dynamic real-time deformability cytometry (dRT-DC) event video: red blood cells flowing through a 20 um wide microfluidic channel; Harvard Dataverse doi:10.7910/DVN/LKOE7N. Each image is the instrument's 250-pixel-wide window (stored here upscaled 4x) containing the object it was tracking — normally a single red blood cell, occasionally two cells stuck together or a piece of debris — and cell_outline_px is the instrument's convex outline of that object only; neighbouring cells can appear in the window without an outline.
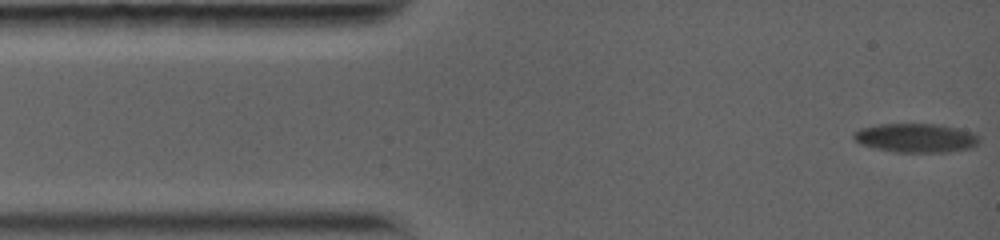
{"species": "common noctule bat (a hibernating species)", "species_latin": "Nyctalus noctula", "temperature_condition": "warm", "stored_images_in_passage": 6, "camera_frame_rate_fps": 5000, "um_per_image_px": 0.085, "animal": {"sex": "female", "body_mass_g": 19.0, "forearm_length_mm": 56.7}, "frame": {"image": 1, "passage_image": 1, "time_ms": 0.0, "image_size_px": [1000, 240], "cell_outline_px": [[980, 140], [976, 144], [968, 148], [948, 152], [896, 152], [876, 148], [860, 144], [852, 136], [852, 132], [860, 128], [880, 124], [936, 124], [956, 128], [972, 132]], "centroid_in_image_um": [77.8, 11.72], "position_along_channel_um": 7.2, "area_um2": 20.98}}